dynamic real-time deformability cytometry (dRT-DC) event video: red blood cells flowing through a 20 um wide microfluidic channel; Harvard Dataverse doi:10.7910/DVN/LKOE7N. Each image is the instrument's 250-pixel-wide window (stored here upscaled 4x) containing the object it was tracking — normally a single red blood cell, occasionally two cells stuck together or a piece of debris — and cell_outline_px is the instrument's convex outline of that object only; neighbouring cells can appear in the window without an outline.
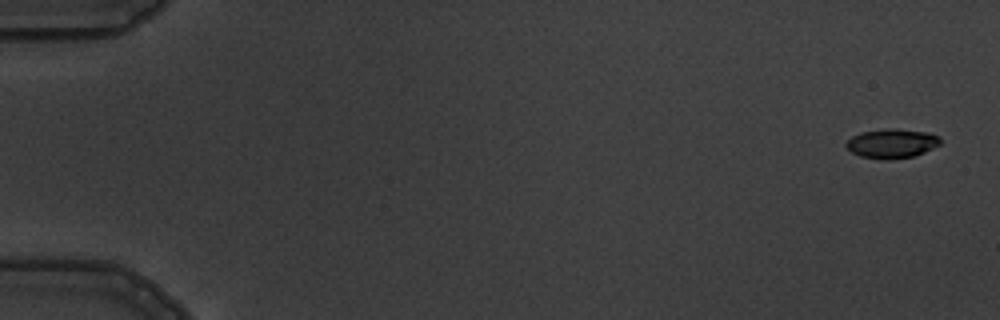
{"species": "common noctule bat (a hibernating species)", "species_latin": "Nyctalus noctula", "temperature_condition": "warm", "stored_images_in_passage": 6, "camera_frame_rate_fps": 3000, "um_per_image_px": 0.085, "animal": {"sex": "male", "body_mass_g": 19.5, "forearm_length_mm": 54.6}, "frame": {"image": 1, "passage_image": 1, "time_ms": 0.0, "image_size_px": [1000, 320], "cell_outline_px": [[940, 144], [924, 152], [912, 156], [888, 160], [860, 156], [852, 152], [844, 144], [852, 136], [860, 132], [888, 128], [896, 128], [924, 132], [940, 136]], "centroid_in_image_um": [75.78, 12.18], "position_along_channel_um": 9.2, "area_um2": 15.95}}
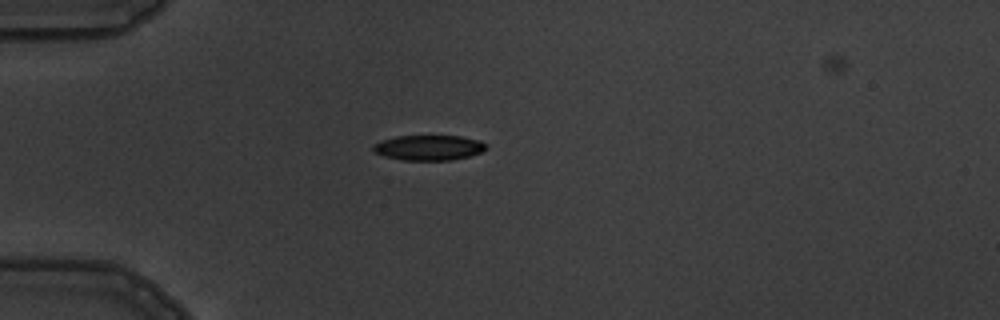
{"frame": {"image": 2, "passage_image": 5, "time_ms": 4.667, "image_size_px": [1000, 320], "cell_outline_px": [[488, 148], [480, 152], [468, 156], [452, 160], [404, 160], [384, 156], [376, 152], [372, 148], [372, 144], [380, 140], [396, 136], [460, 136], [480, 140], [488, 144]], "centroid_in_image_um": [36.45, 12.54], "position_along_channel_um": 48.5, "area_um2": 16.65}}